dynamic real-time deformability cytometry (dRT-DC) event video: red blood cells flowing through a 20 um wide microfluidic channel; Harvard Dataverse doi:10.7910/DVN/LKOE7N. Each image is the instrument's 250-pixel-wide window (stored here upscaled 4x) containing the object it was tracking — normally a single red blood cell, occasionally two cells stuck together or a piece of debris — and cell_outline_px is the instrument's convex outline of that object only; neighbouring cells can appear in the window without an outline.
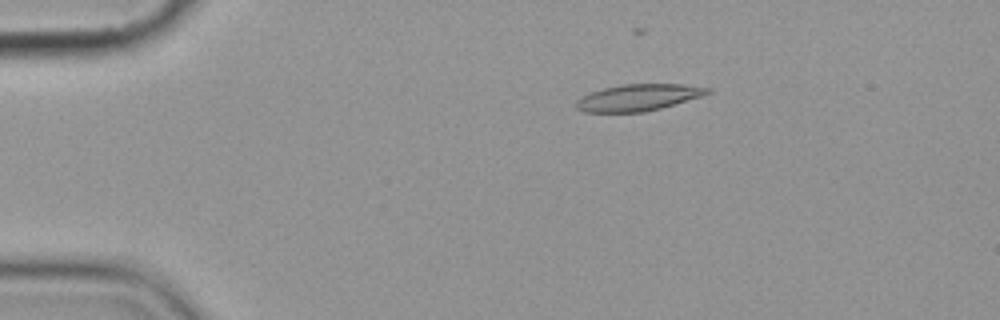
{"species": "common noctule bat (a hibernating species)", "species_latin": "Nyctalus noctula", "temperature_condition": "cold", "stored_images_in_passage": 4, "camera_frame_rate_fps": 3000, "um_per_image_px": 0.085, "animal": {"sex": "female", "body_mass_g": 19.9}, "frame": {"image": 1, "passage_image": 3, "time_ms": 2.333, "image_size_px": [1000, 320], "cell_outline_px": [[712, 92], [700, 96], [660, 108], [644, 112], [584, 112], [576, 108], [576, 100], [592, 92], [604, 88], [624, 84], [680, 84], [712, 88]], "centroid_in_image_um": [54.25, 8.29], "position_along_channel_um": 30.8, "area_um2": 20.06}}